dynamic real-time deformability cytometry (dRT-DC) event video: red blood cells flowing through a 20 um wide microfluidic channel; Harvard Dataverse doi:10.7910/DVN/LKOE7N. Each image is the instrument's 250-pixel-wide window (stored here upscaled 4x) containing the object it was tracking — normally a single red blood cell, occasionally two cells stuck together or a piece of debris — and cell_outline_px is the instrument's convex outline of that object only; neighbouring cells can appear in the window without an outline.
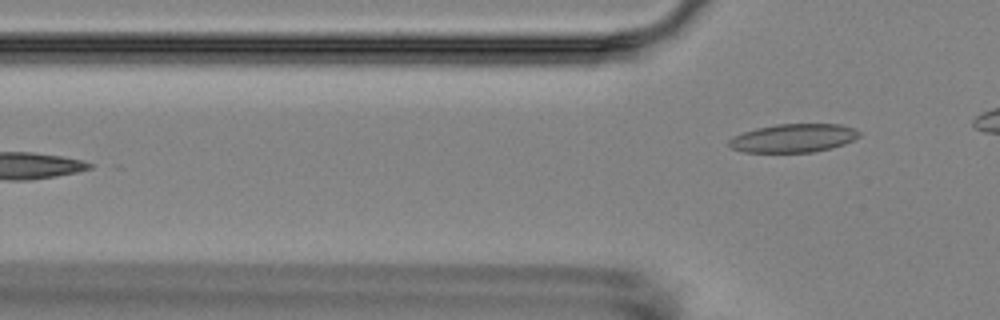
{"species": "Egyptian fruit bat (a non-hibernating species)", "species_latin": "Rousettus aegyptiacus", "temperature_condition": "room temperature", "stored_images_in_passage": 5, "camera_frame_rate_fps": 3000, "um_per_image_px": 0.085, "animal": {"sex": "female"}, "frame": {"image": 1, "passage_image": 5, "time_ms": 5.667, "image_size_px": [1000, 320], "cell_outline_px": [[860, 136], [844, 144], [832, 148], [812, 152], [744, 152], [732, 148], [728, 144], [728, 140], [732, 136], [756, 128], [776, 124], [840, 124], [856, 128], [860, 132]], "centroid_in_image_um": [67.45, 11.73], "position_along_channel_um": 58.3, "area_um2": 21.68}}